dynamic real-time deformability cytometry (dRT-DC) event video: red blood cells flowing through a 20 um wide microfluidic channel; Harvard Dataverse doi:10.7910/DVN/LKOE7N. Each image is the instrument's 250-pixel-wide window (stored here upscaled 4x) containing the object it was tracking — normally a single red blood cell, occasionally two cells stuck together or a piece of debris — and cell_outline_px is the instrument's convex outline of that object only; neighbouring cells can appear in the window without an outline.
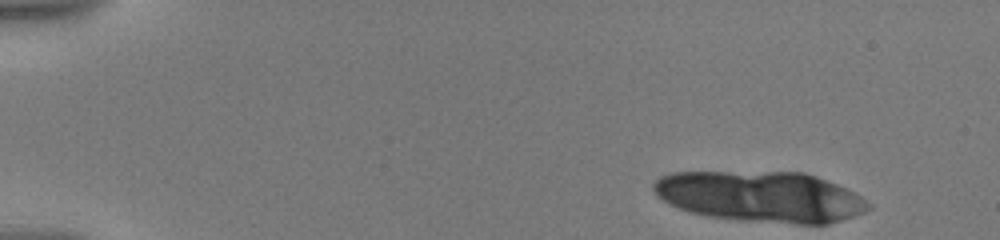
{"species": "human", "species_latin": "Homo sapiens", "temperature_condition": "warm", "stored_images_in_passage": 14, "camera_frame_rate_fps": 3000, "um_per_image_px": 0.085, "donor": {"sex": "male"}, "frame": {"image": 1, "passage_image": 1, "time_ms": 0.0, "image_size_px": [1000, 240], "cell_outline_px": [[872, 208], [864, 212], [828, 224], [796, 224], [740, 220], [708, 216], [692, 212], [680, 208], [664, 200], [652, 188], [652, 184], [660, 176], [672, 172], [804, 172], [816, 176], [856, 192], [872, 204]], "centroid_in_image_um": [64.71, 16.71], "position_along_channel_um": 20.3, "area_um2": 63.52}}